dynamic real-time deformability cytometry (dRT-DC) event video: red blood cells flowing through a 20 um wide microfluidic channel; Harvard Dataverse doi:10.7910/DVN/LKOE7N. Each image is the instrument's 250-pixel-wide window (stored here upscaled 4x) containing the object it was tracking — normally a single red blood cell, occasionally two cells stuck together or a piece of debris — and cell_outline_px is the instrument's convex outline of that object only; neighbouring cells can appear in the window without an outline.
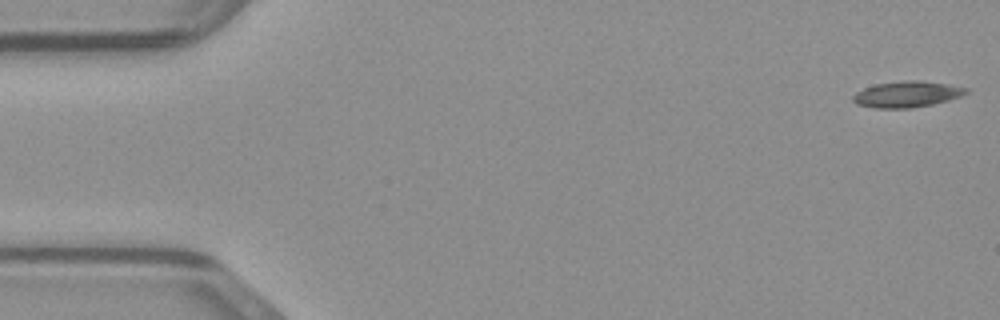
{"species": "common noctule bat (a hibernating species)", "species_latin": "Nyctalus noctula", "temperature_condition": "warm", "stored_images_in_passage": 48, "camera_frame_rate_fps": 3000, "um_per_image_px": 0.085, "animal": {"sex": "male", "body_mass_g": 23.1, "forearm_length_mm": 52.7}, "frame": {"image": 1, "passage_image": 1, "time_ms": 0.0, "image_size_px": [1000, 320], "cell_outline_px": [[968, 92], [960, 96], [948, 100], [932, 104], [912, 108], [872, 108], [856, 104], [852, 100], [852, 96], [856, 92], [864, 88], [876, 84], [904, 80], [920, 80], [948, 84], [968, 88]], "centroid_in_image_um": [77.06, 8.01], "position_along_channel_um": 7.9, "area_um2": 17.22}}
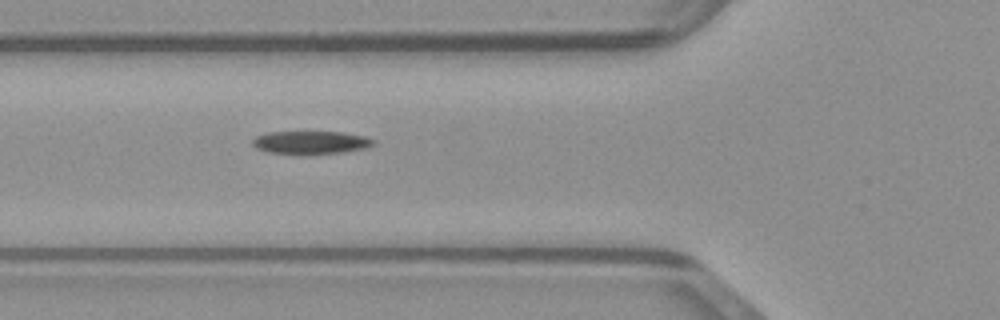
{"frame": {"image": 2, "passage_image": 17, "time_ms": 5.333, "image_size_px": [1000, 320], "cell_outline_px": [[376, 144], [364, 148], [344, 152], [304, 156], [268, 152], [256, 148], [252, 144], [252, 140], [256, 136], [268, 132], [344, 132], [364, 136], [376, 140]], "centroid_in_image_um": [26.42, 12.13], "position_along_channel_um": 99.4, "area_um2": 16.7}}
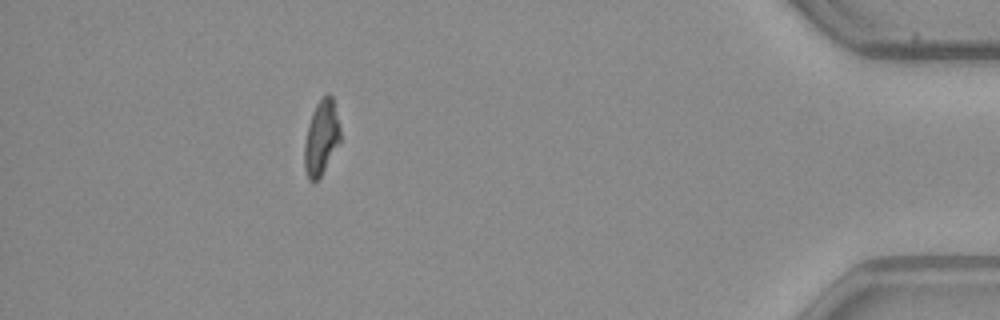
{"frame": {"image": 3, "passage_image": 43, "time_ms": 14.0, "image_size_px": [1000, 320], "cell_outline_px": [[340, 140], [320, 176], [316, 180], [308, 180], [304, 168], [304, 144], [308, 124], [312, 112], [316, 104], [328, 92], [332, 96], [340, 128]], "centroid_in_image_um": [27.28, 11.68], "position_along_channel_um": 407.9, "area_um2": 15.32}}